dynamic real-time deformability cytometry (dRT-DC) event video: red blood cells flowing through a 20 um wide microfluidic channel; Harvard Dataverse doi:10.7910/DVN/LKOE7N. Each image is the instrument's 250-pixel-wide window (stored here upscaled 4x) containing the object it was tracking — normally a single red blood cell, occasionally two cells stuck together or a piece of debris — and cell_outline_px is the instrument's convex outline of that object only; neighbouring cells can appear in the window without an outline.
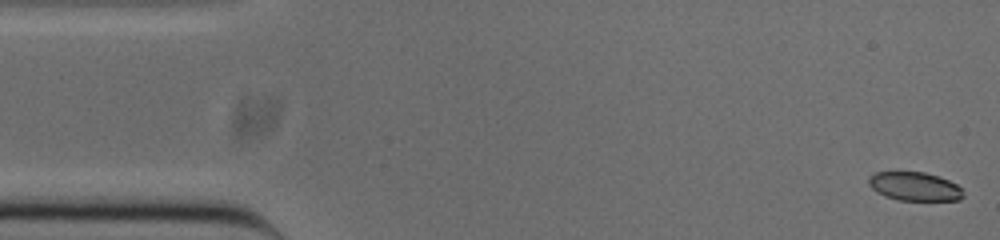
{"species": "common noctule bat (a hibernating species)", "species_latin": "Nyctalus noctula", "temperature_condition": "cold", "stored_images_in_passage": 52, "camera_frame_rate_fps": 3000, "um_per_image_px": 0.085, "animal": {"sex": "male", "body_mass_g": 20.0, "forearm_length_mm": 53.3}, "frame": {"image": 1, "passage_image": 1, "time_ms": 0.0, "image_size_px": [1000, 240], "cell_outline_px": [[964, 196], [960, 200], [896, 200], [884, 196], [876, 192], [868, 184], [868, 176], [876, 172], [924, 172], [948, 180], [956, 184], [964, 192]], "centroid_in_image_um": [77.71, 15.85], "position_along_channel_um": 7.3, "area_um2": 15.84}}
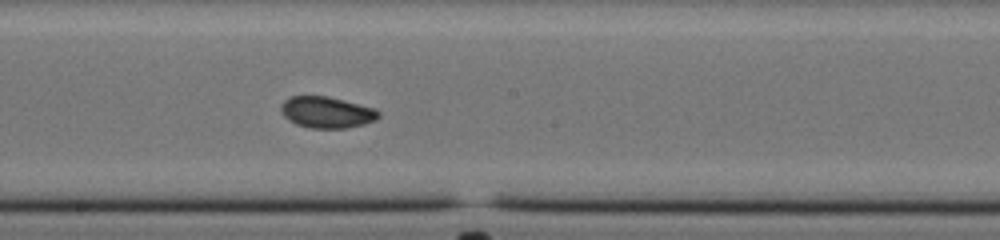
{"frame": {"image": 2, "passage_image": 27, "time_ms": 8.667, "image_size_px": [1000, 240], "cell_outline_px": [[380, 116], [376, 120], [364, 124], [344, 128], [312, 128], [296, 124], [288, 120], [280, 112], [280, 108], [284, 100], [292, 96], [328, 96], [376, 108], [380, 112]], "centroid_in_image_um": [27.78, 9.54], "position_along_channel_um": 220.4, "area_um2": 17.92}}
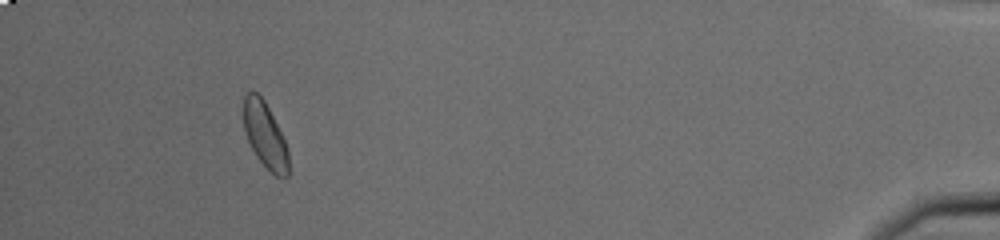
{"frame": {"image": 3, "passage_image": 48, "time_ms": 15.667, "image_size_px": [1000, 240], "cell_outline_px": [[288, 176], [276, 176], [256, 156], [244, 132], [244, 96], [252, 88], [264, 100], [288, 148]], "centroid_in_image_um": [22.51, 11.46], "position_along_channel_um": 412.7, "area_um2": 16.76}, "authors_computed_cell_mechanics": {"area_um2": 17.6001, "velocity_mm_per_s": 3.8291, "shape_relaxation_time_tau1_ms": 5.9181, "shape_relaxation_time_tau2_ms": 0.9203, "deformation_change_tau1": 0.127, "deformation_change_tau2": 0.0388}}